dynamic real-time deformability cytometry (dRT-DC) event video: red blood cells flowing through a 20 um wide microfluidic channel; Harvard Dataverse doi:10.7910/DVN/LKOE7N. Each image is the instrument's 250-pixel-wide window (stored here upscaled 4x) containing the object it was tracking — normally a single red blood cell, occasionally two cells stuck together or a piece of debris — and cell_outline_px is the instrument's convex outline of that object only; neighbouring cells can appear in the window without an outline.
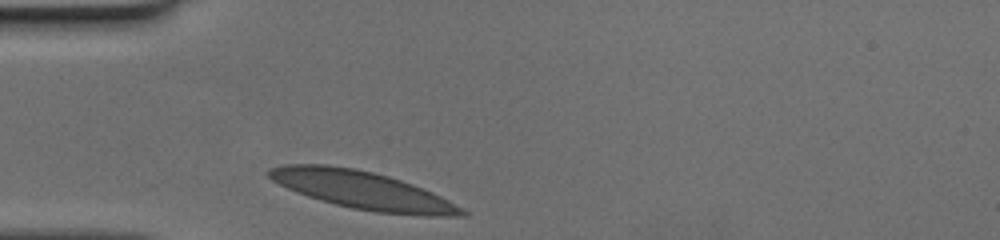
{"species": "human", "species_latin": "Homo sapiens", "temperature_condition": "cold", "stored_images_in_passage": 26, "camera_frame_rate_fps": 3000, "um_per_image_px": 0.085, "donor": {"sex": "female"}, "frame": {"image": 1, "passage_image": 1, "time_ms": 0.0, "image_size_px": [1000, 240], "cell_outline_px": [[468, 212], [464, 216], [424, 216], [376, 212], [352, 208], [320, 200], [296, 192], [272, 180], [268, 176], [268, 172], [272, 168], [288, 164], [324, 164], [356, 168], [388, 176], [412, 184], [432, 192], [440, 196]], "centroid_in_image_um": [30.82, 16.17], "position_along_channel_um": 54.2, "area_um2": 42.02}}
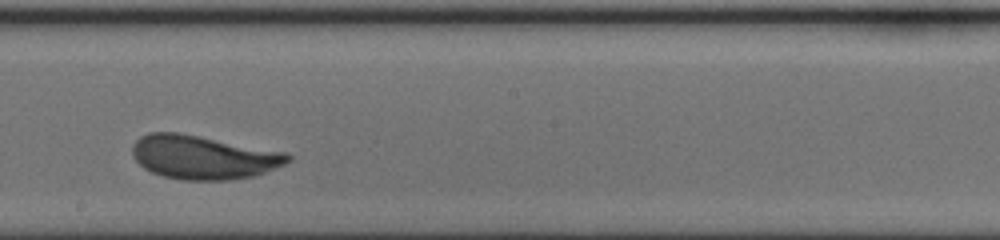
{"frame": {"image": 2, "passage_image": 15, "time_ms": 4.667, "image_size_px": [1000, 240], "cell_outline_px": [[292, 156], [284, 164], [252, 176], [228, 180], [184, 180], [164, 176], [152, 172], [144, 168], [136, 160], [132, 152], [132, 144], [140, 136], [148, 132], [176, 132], [288, 152]], "centroid_in_image_um": [17.25, 13.35], "position_along_channel_um": 231.0, "area_um2": 39.36}}
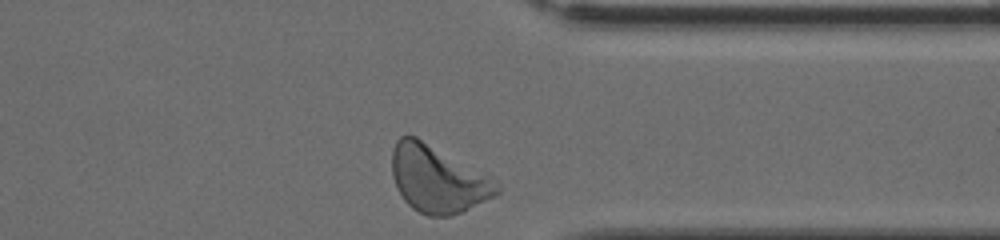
{"frame": {"image": 3, "passage_image": 26, "time_ms": 8.333, "image_size_px": [1000, 240], "cell_outline_px": [[500, 192], [496, 196], [452, 216], [428, 216], [412, 208], [404, 200], [396, 188], [392, 176], [392, 152], [396, 140], [400, 136], [416, 136], [492, 176], [500, 188]], "centroid_in_image_um": [37.21, 15.22], "position_along_channel_um": 374.2, "area_um2": 41.21}}